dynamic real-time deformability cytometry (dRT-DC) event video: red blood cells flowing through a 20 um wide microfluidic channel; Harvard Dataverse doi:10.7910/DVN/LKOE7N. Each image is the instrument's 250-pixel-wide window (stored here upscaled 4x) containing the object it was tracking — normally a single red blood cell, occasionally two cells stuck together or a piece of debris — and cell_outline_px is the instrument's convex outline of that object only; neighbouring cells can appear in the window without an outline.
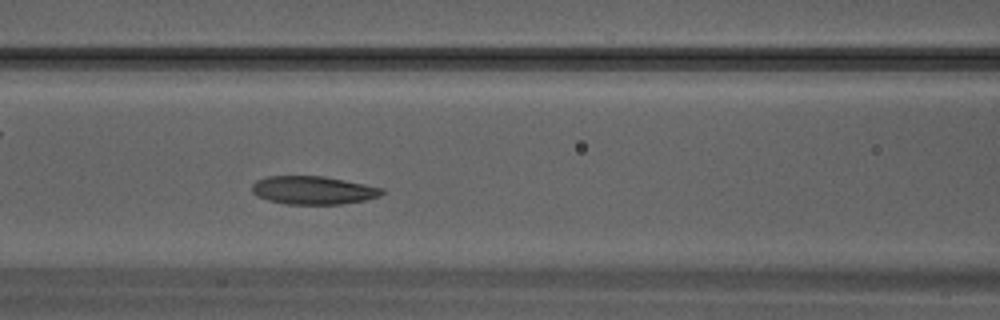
{"species": "Egyptian fruit bat (a non-hibernating species)", "species_latin": "Rousettus aegyptiacus", "temperature_condition": "warm", "stored_images_in_passage": 13, "camera_frame_rate_fps": 3000, "um_per_image_px": 0.085, "animal": {"sex": "male"}, "frame": {"image": 1, "passage_image": 11, "time_ms": 3.333, "image_size_px": [1000, 320], "cell_outline_px": [[384, 192], [380, 196], [364, 200], [340, 204], [288, 204], [268, 200], [252, 192], [252, 184], [256, 180], [268, 176], [324, 176], [384, 188]], "centroid_in_image_um": [26.63, 16.16], "position_along_channel_um": 140.0, "area_um2": 21.21}}